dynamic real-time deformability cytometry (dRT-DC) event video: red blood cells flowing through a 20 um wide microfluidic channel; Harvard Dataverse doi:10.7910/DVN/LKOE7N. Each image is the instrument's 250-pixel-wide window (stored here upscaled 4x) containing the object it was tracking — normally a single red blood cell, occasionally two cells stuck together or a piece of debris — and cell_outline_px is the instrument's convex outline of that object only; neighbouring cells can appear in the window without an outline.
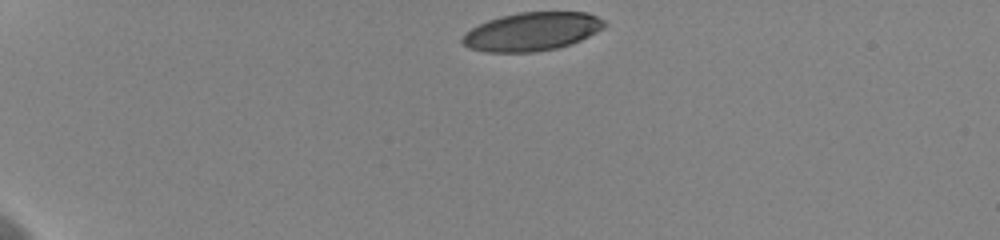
{"species": "human", "species_latin": "Homo sapiens", "temperature_condition": "cold", "stored_images_in_passage": 37, "camera_frame_rate_fps": 3000, "um_per_image_px": 0.085, "donor": {"sex": "female"}, "frame": {"image": 1, "passage_image": 1, "time_ms": 0.0, "image_size_px": [1000, 240], "cell_outline_px": [[608, 24], [604, 28], [572, 44], [556, 48], [536, 52], [484, 52], [468, 48], [460, 40], [464, 32], [488, 20], [500, 16], [520, 12], [588, 12], [604, 20]], "centroid_in_image_um": [45.2, 2.68], "position_along_channel_um": 39.8, "area_um2": 31.96}}
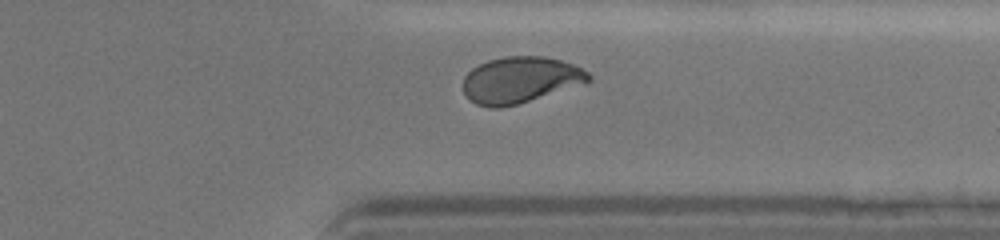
{"frame": {"image": 2, "passage_image": 34, "time_ms": 11.0, "image_size_px": [1000, 240], "cell_outline_px": [[592, 80], [584, 84], [516, 104], [500, 108], [488, 108], [476, 104], [468, 100], [464, 96], [464, 76], [472, 68], [488, 60], [504, 56], [544, 56], [560, 60], [572, 64], [588, 72], [592, 76]], "centroid_in_image_um": [44.2, 6.79], "position_along_channel_um": 367.2, "area_um2": 33.93}, "authors_computed_cell_mechanics": {"area_um2": 33.9286, "velocity_mm_per_s": 3.6169, "shape_relaxation_time_tau1_ms": 5.0591, "shape_relaxation_time_tau2_ms": 2.0294, "deformation_change_tau1": 0.1734, "deformation_change_tau2": 0.0541}}